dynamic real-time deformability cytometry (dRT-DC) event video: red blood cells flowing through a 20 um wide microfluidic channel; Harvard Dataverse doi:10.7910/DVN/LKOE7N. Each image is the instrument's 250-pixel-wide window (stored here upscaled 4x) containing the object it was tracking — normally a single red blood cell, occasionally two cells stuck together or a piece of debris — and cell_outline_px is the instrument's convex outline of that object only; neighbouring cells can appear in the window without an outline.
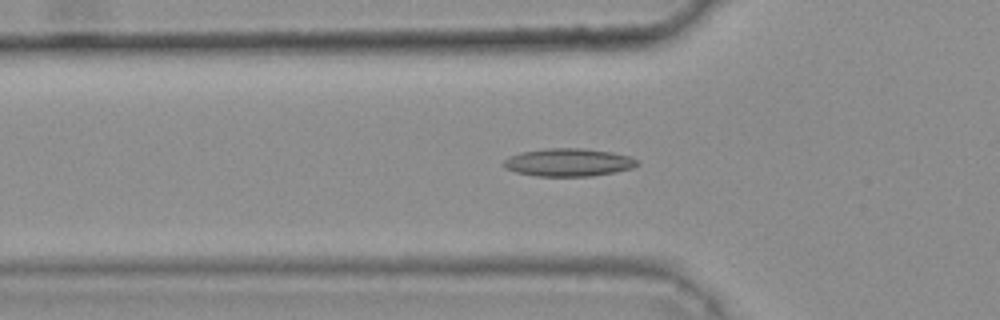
{"species": "common noctule bat (a hibernating species)", "species_latin": "Nyctalus noctula", "temperature_condition": "warm", "stored_images_in_passage": 45, "camera_frame_rate_fps": 3000, "um_per_image_px": 0.085, "animal": {"sex": "female", "body_mass_g": 25.1}, "frame": {"image": 1, "passage_image": 17, "time_ms": 5.333, "image_size_px": [1000, 320], "cell_outline_px": [[640, 164], [632, 168], [616, 172], [592, 176], [536, 176], [516, 172], [504, 168], [500, 164], [508, 156], [520, 152], [544, 148], [584, 148], [612, 152], [628, 156], [640, 160]], "centroid_in_image_um": [48.3, 13.8], "position_along_channel_um": 77.5, "area_um2": 22.08}}
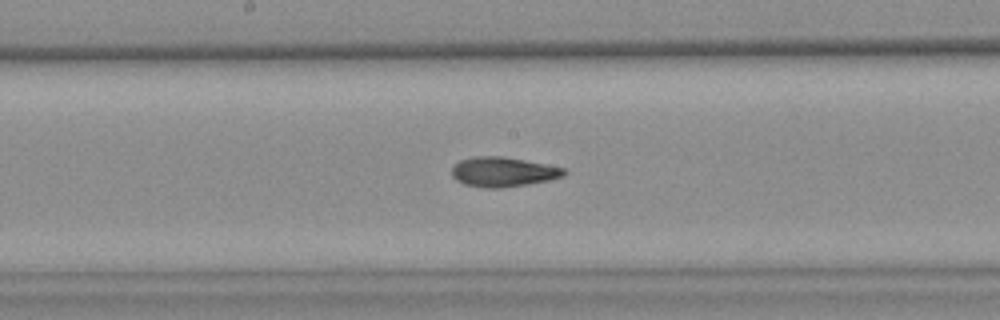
{"frame": {"image": 2, "passage_image": 27, "time_ms": 8.667, "image_size_px": [1000, 320], "cell_outline_px": [[568, 172], [564, 176], [548, 180], [528, 184], [504, 188], [488, 188], [464, 184], [456, 180], [452, 176], [452, 164], [460, 160], [472, 156], [504, 156], [564, 168]], "centroid_in_image_um": [42.73, 14.61], "position_along_channel_um": 205.5, "area_um2": 19.54}}
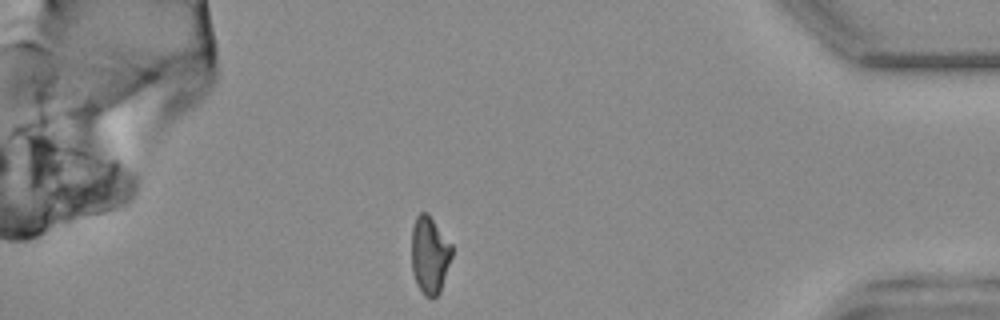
{"frame": {"image": 3, "passage_image": 45, "time_ms": 14.667, "image_size_px": [1000, 320], "cell_outline_px": [[452, 256], [440, 292], [432, 300], [424, 296], [416, 284], [412, 272], [412, 228], [416, 216], [420, 212], [428, 212], [452, 244]], "centroid_in_image_um": [36.52, 21.68], "position_along_channel_um": 398.7, "area_um2": 18.5}, "authors_computed_cell_mechanics": {"area_um2": 19.4208, "velocity_mm_per_s": 3.8293, "shape_relaxation_time_tau1_ms": null, "shape_relaxation_time_tau2_ms": 1.9843, "deformation_change_tau1": null, "deformation_change_tau2": 0.0956}}